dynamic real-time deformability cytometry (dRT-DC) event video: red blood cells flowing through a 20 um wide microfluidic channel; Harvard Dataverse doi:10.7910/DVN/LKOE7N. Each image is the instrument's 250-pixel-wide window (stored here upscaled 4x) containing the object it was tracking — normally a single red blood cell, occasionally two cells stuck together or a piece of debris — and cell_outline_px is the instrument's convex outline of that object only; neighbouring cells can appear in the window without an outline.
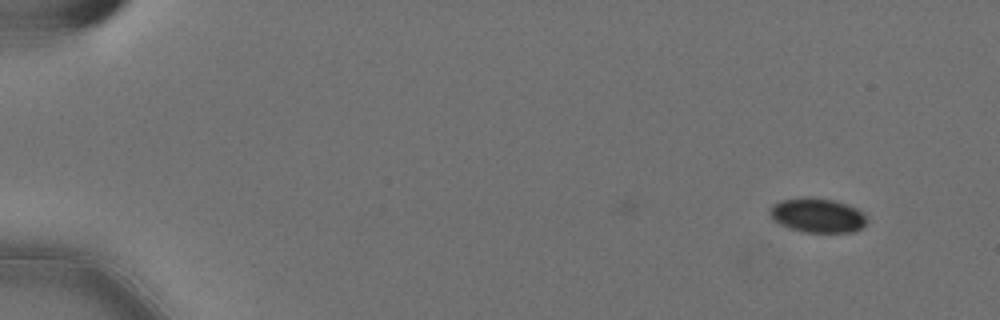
{"species": "Egyptian fruit bat (a non-hibernating species)", "species_latin": "Rousettus aegyptiacus", "temperature_condition": "cold", "stored_images_in_passage": 3, "camera_frame_rate_fps": 3000, "um_per_image_px": 0.085, "animal": {"sex": "female"}, "frame": {"image": 1, "passage_image": 1, "time_ms": 0.0, "image_size_px": [1000, 320], "cell_outline_px": [[868, 220], [856, 232], [804, 232], [788, 228], [772, 220], [768, 212], [768, 208], [772, 204], [780, 200], [832, 200], [848, 204], [864, 212]], "centroid_in_image_um": [69.48, 18.35], "position_along_channel_um": 15.5, "area_um2": 19.07}}